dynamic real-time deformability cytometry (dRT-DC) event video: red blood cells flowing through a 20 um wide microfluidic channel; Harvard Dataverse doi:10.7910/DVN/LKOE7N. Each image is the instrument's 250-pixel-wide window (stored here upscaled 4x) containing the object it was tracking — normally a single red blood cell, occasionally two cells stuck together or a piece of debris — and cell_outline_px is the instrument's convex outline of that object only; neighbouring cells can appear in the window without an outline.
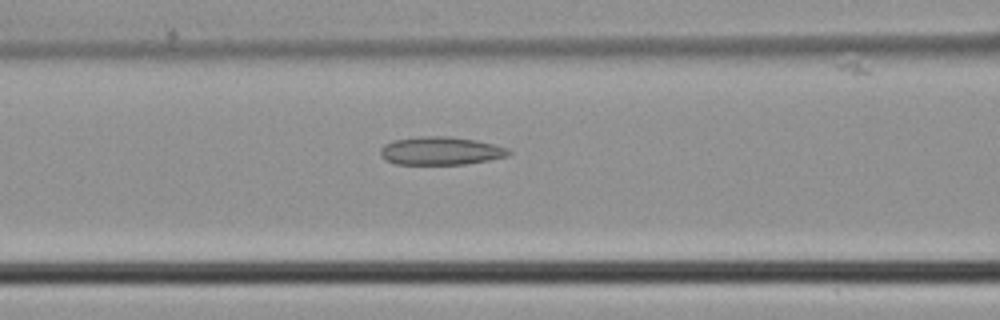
{"species": "common noctule bat (a hibernating species)", "species_latin": "Nyctalus noctula", "temperature_condition": "cold", "stored_images_in_passage": 41, "camera_frame_rate_fps": 3000, "um_per_image_px": 0.085, "animal": {"sex": "male", "body_mass_g": 21.5, "forearm_length_mm": 52.0}, "frame": {"image": 1, "passage_image": 19, "time_ms": 6.0, "image_size_px": [1000, 320], "cell_outline_px": [[512, 152], [508, 156], [488, 160], [464, 164], [396, 164], [384, 160], [380, 156], [380, 148], [384, 144], [392, 140], [420, 136], [452, 136], [476, 140], [508, 148]], "centroid_in_image_um": [37.42, 12.81], "position_along_channel_um": 129.2, "area_um2": 21.21}}
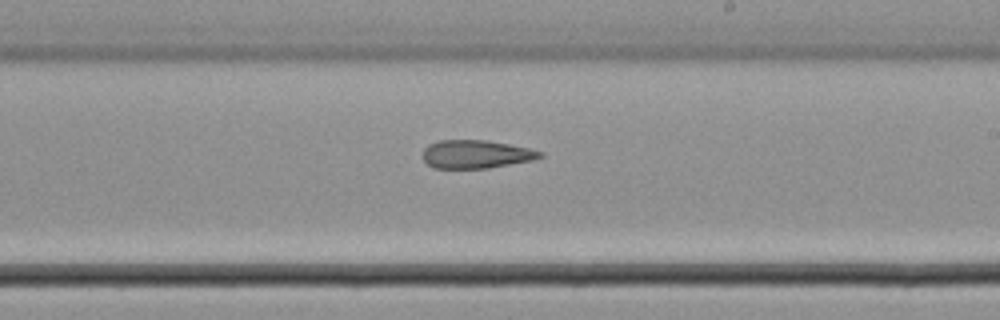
{"frame": {"image": 2, "passage_image": 27, "time_ms": 8.667, "image_size_px": [1000, 320], "cell_outline_px": [[544, 156], [532, 160], [488, 168], [432, 168], [424, 160], [424, 148], [428, 144], [440, 140], [488, 140], [528, 148], [544, 152]], "centroid_in_image_um": [40.46, 13.1], "position_along_channel_um": 248.5, "area_um2": 19.25}}
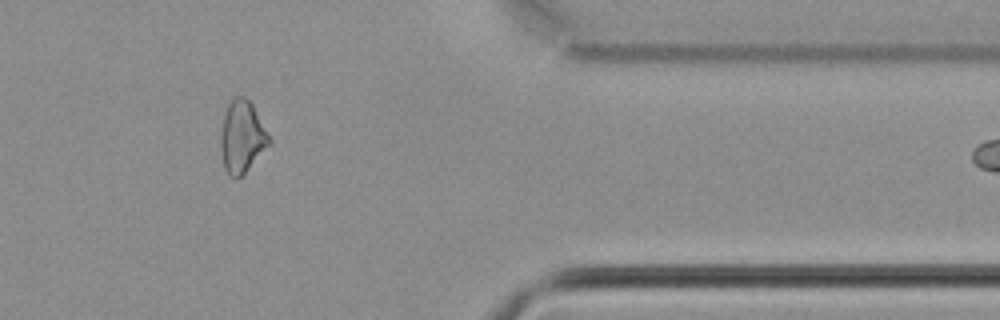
{"frame": {"image": 3, "passage_image": 38, "time_ms": 12.333, "image_size_px": [1000, 320], "cell_outline_px": [[272, 144], [240, 176], [228, 176], [224, 168], [220, 148], [220, 132], [224, 112], [232, 96], [244, 96], [252, 104], [272, 140]], "centroid_in_image_um": [20.56, 11.6], "position_along_channel_um": 390.8, "area_um2": 20.52}}